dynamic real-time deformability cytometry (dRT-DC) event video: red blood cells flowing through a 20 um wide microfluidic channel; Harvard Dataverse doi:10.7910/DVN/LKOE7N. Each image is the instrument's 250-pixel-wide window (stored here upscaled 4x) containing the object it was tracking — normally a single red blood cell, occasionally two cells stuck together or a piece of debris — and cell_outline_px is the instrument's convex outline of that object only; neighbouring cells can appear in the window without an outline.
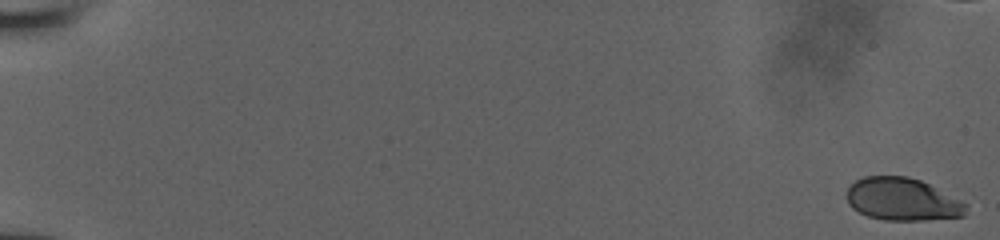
{"species": "human", "species_latin": "Homo sapiens", "temperature_condition": "room temperature", "stored_images_in_passage": 47, "camera_frame_rate_fps": 3000, "um_per_image_px": 0.085, "donor": {"sex": "male"}, "frame": {"image": 1, "passage_image": 1, "time_ms": 0.0, "image_size_px": [1000, 240], "cell_outline_px": [[968, 204], [964, 216], [924, 220], [884, 220], [868, 216], [852, 208], [848, 204], [848, 188], [856, 180], [864, 176], [908, 176], [920, 180]], "centroid_in_image_um": [76.7, 16.94], "position_along_channel_um": 8.3, "area_um2": 29.42}}
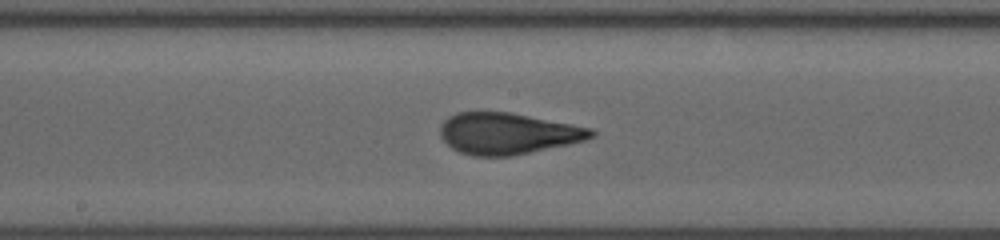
{"frame": {"image": 2, "passage_image": 31, "time_ms": 10.0, "image_size_px": [1000, 240], "cell_outline_px": [[596, 136], [584, 140], [568, 144], [512, 156], [472, 156], [460, 152], [452, 148], [440, 136], [440, 124], [448, 116], [456, 112], [512, 112], [592, 128], [596, 132]], "centroid_in_image_um": [43.15, 11.34], "position_along_channel_um": 205.1, "area_um2": 36.53}}
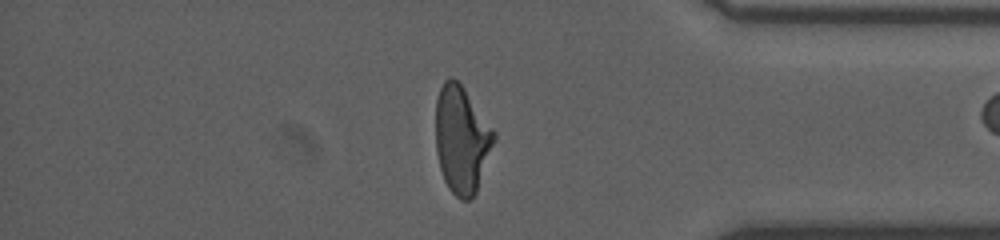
{"frame": {"image": 3, "passage_image": 46, "time_ms": 15.0, "image_size_px": [1000, 240], "cell_outline_px": [[496, 140], [476, 192], [468, 200], [460, 200], [448, 188], [444, 180], [440, 168], [436, 152], [436, 100], [440, 88], [444, 80], [448, 76], [452, 76], [464, 88], [496, 132]], "centroid_in_image_um": [39.24, 11.85], "position_along_channel_um": 396.0, "area_um2": 36.53}}